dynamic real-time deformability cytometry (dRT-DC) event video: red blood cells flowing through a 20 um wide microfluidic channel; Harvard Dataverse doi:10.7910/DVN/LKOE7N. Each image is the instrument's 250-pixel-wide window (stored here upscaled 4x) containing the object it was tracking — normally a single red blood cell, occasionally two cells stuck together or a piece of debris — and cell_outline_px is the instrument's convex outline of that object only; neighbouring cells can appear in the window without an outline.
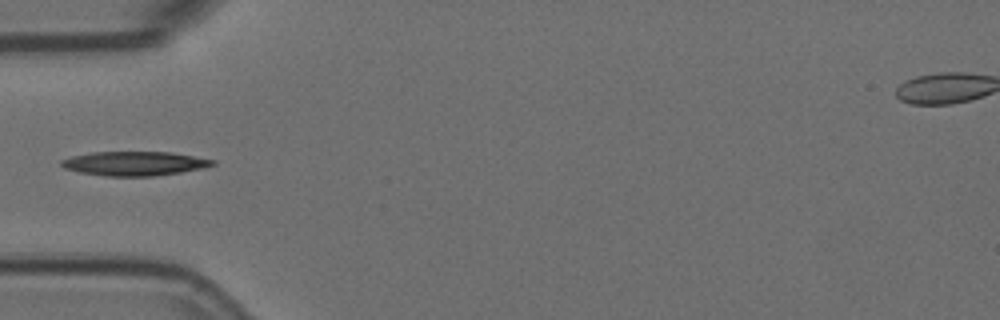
{"species": "Egyptian fruit bat (a non-hibernating species)", "species_latin": "Rousettus aegyptiacus", "temperature_condition": "room temperature", "stored_images_in_passage": 8, "camera_frame_rate_fps": 3000, "um_per_image_px": 0.085, "animal": {"sex": "female"}, "frame": {"image": 1, "passage_image": 5, "time_ms": 1.333, "image_size_px": [1000, 320], "cell_outline_px": [[216, 164], [204, 168], [180, 172], [152, 176], [104, 176], [80, 172], [64, 168], [60, 164], [60, 160], [72, 156], [92, 152], [172, 152], [216, 160]], "centroid_in_image_um": [11.44, 13.89], "position_along_channel_um": 73.6, "area_um2": 21.33}}
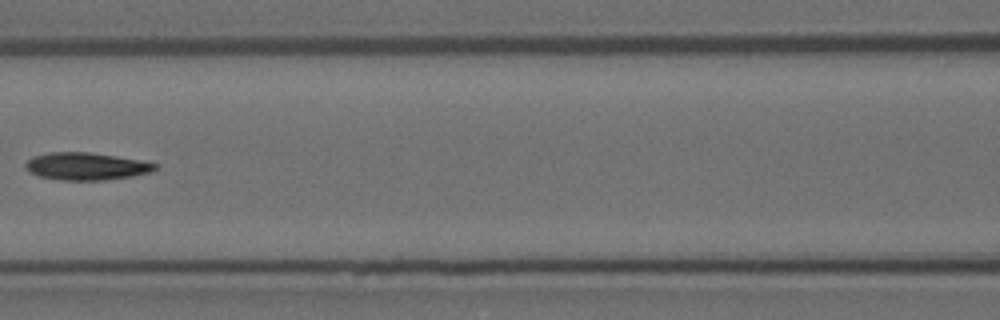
{"frame": {"image": 2, "passage_image": 7, "time_ms": 2.0, "image_size_px": [1000, 320], "cell_outline_px": [[156, 168], [152, 172], [132, 176], [104, 180], [60, 180], [40, 176], [24, 168], [24, 164], [32, 156], [48, 152], [88, 152], [116, 156], [140, 160], [156, 164]], "centroid_in_image_um": [7.3, 14.13], "position_along_channel_um": 159.3, "area_um2": 20.63}}
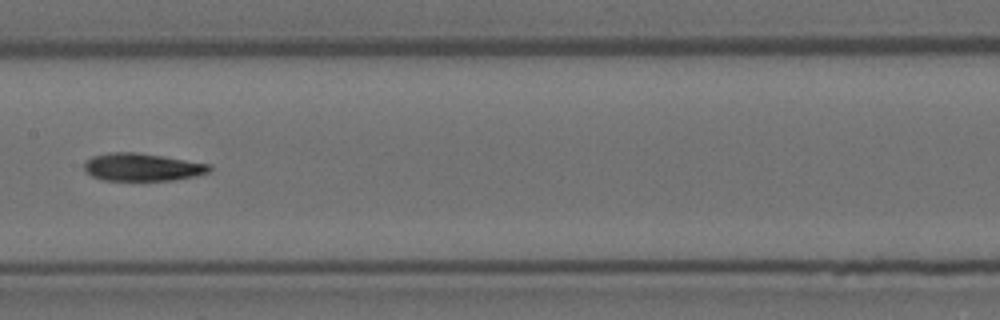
{"frame": {"image": 3, "passage_image": 8, "time_ms": 2.333, "image_size_px": [1000, 320], "cell_outline_px": [[212, 168], [208, 172], [196, 176], [176, 180], [100, 180], [84, 172], [84, 164], [92, 156], [108, 152], [136, 152], [212, 164]], "centroid_in_image_um": [12.08, 14.21], "position_along_channel_um": 195.3, "area_um2": 20.35}}